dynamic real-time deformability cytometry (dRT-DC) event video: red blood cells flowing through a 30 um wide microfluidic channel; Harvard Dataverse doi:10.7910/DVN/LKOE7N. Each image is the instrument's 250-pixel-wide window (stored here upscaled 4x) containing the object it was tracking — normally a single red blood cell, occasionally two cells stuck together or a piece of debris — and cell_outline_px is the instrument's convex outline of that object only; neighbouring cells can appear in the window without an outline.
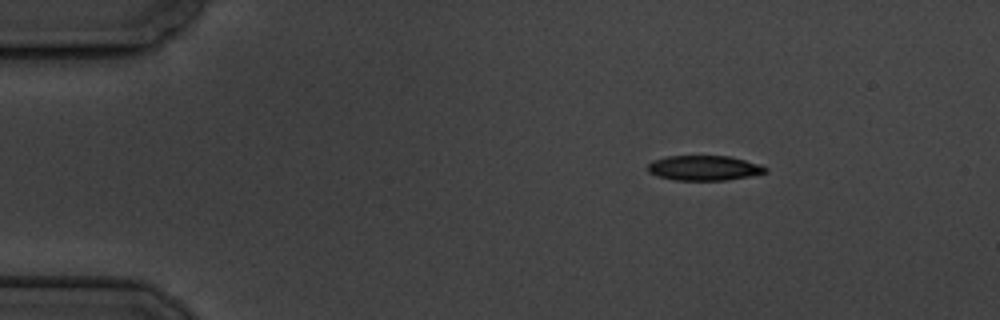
{"species": "common noctule bat (a hibernating species)", "species_latin": "Nyctalus noctula", "temperature_condition": "cold", "stored_images_in_passage": 6, "camera_frame_rate_fps": 3000, "um_per_image_px": 0.085, "animal": {"sex": "male", "body_mass_g": 19.5, "forearm_length_mm": 54.6}, "frame": {"image": 1, "passage_image": 2, "time_ms": 1.0, "image_size_px": [1000, 320], "cell_outline_px": [[768, 172], [748, 176], [724, 180], [676, 180], [656, 176], [648, 172], [648, 164], [652, 160], [668, 156], [728, 156], [760, 164], [768, 168]], "centroid_in_image_um": [59.82, 14.28], "position_along_channel_um": 25.2, "area_um2": 17.05}}
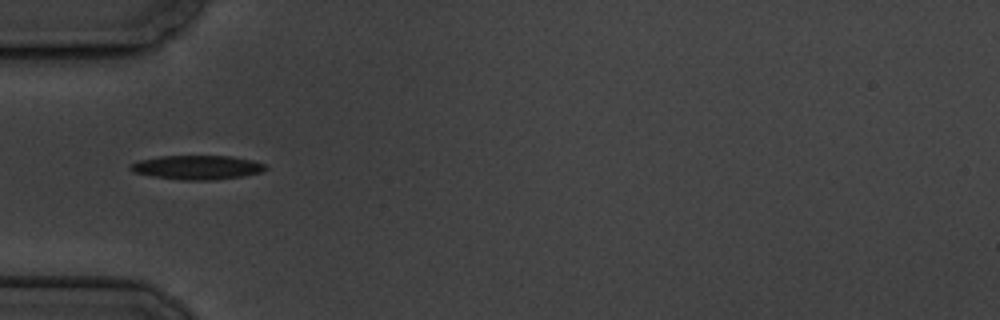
{"frame": {"image": 2, "passage_image": 4, "time_ms": 4.333, "image_size_px": [1000, 320], "cell_outline_px": [[268, 168], [260, 172], [244, 176], [212, 180], [184, 180], [152, 176], [132, 172], [128, 168], [128, 164], [140, 160], [160, 156], [232, 156], [252, 160], [264, 164]], "centroid_in_image_um": [16.72, 14.22], "position_along_channel_um": 68.3, "area_um2": 19.02}}
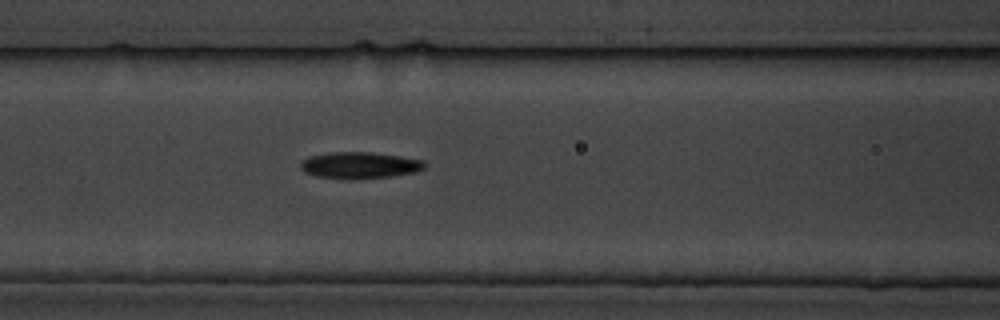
{"frame": {"image": 3, "passage_image": 6, "time_ms": 6.333, "image_size_px": [1000, 320], "cell_outline_px": [[428, 164], [424, 168], [416, 172], [388, 176], [348, 180], [316, 176], [304, 172], [300, 168], [300, 164], [308, 156], [328, 152], [372, 152], [400, 156], [424, 160]], "centroid_in_image_um": [30.56, 14.04], "position_along_channel_um": 136.0, "area_um2": 19.36}}